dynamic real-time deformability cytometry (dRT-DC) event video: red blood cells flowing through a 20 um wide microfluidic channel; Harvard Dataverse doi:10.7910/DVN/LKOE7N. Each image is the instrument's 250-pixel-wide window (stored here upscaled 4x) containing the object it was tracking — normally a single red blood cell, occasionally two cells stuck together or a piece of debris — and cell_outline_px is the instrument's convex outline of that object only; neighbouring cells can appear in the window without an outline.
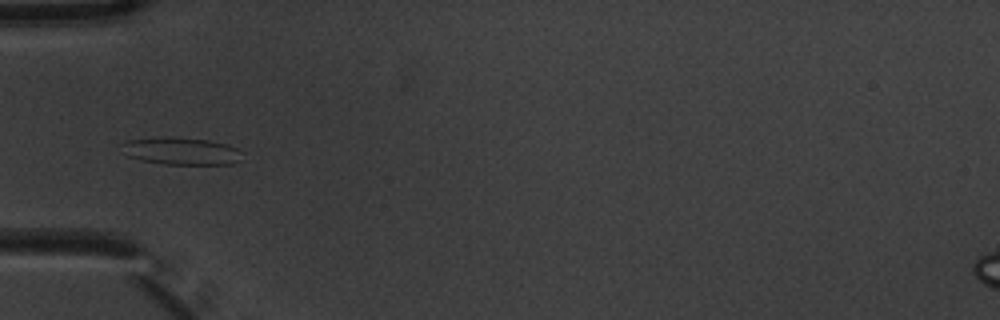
{"species": "common noctule bat (a hibernating species)", "species_latin": "Nyctalus noctula", "temperature_condition": "warm", "stored_images_in_passage": 6, "camera_frame_rate_fps": 3000, "um_per_image_px": 0.085, "animal": {"sex": "male", "body_mass_g": 20.1, "forearm_length_mm": 53.5}, "frame": {"image": 1, "passage_image": 4, "time_ms": 1.0, "image_size_px": [1000, 320], "cell_outline_px": [[244, 152], [240, 160], [232, 164], [164, 164], [140, 160], [128, 156], [120, 144], [128, 140], [164, 136], [172, 136], [208, 140], [228, 144]], "centroid_in_image_um": [15.43, 12.83], "position_along_channel_um": 69.6, "area_um2": 19.42}}
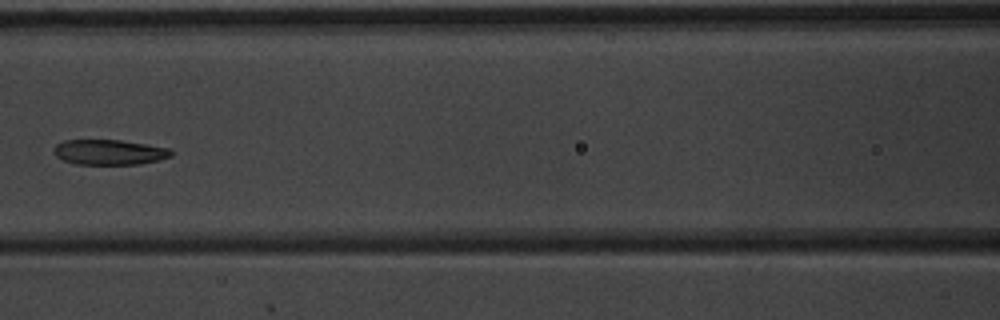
{"frame": {"image": 2, "passage_image": 6, "time_ms": 1.667, "image_size_px": [1000, 320], "cell_outline_px": [[172, 156], [140, 164], [76, 164], [64, 160], [56, 156], [56, 144], [64, 140], [120, 140], [148, 144], [172, 148]], "centroid_in_image_um": [9.34, 12.93], "position_along_channel_um": 157.3, "area_um2": 17.11}}